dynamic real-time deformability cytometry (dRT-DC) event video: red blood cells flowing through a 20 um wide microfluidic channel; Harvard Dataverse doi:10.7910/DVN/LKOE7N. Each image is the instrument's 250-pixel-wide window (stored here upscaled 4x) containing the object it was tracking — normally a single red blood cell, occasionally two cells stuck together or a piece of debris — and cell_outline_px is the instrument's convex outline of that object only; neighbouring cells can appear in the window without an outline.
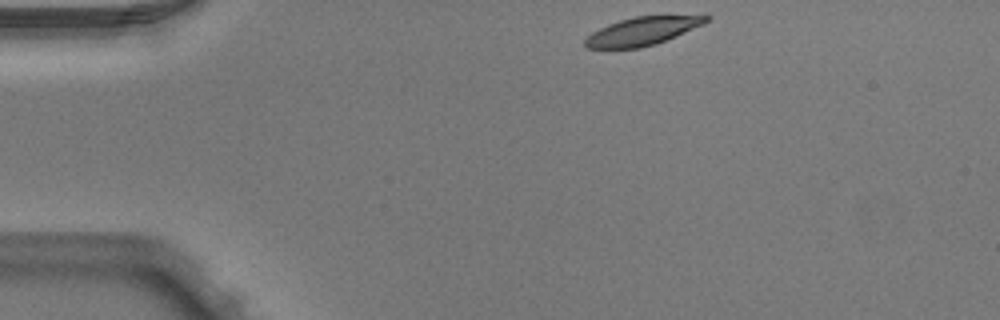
{"species": "Egyptian fruit bat (a non-hibernating species)", "species_latin": "Rousettus aegyptiacus", "temperature_condition": "warm", "stored_images_in_passage": 4, "camera_frame_rate_fps": 3000, "um_per_image_px": 0.085, "animal": {"sex": "male"}, "frame": {"image": 1, "passage_image": 1, "time_ms": 0.0, "image_size_px": [1000, 320], "cell_outline_px": [[712, 16], [704, 24], [676, 36], [656, 44], [640, 48], [584, 48], [584, 40], [592, 32], [608, 24], [632, 16]], "centroid_in_image_um": [54.56, 2.66], "position_along_channel_um": 30.4, "area_um2": 19.71}}